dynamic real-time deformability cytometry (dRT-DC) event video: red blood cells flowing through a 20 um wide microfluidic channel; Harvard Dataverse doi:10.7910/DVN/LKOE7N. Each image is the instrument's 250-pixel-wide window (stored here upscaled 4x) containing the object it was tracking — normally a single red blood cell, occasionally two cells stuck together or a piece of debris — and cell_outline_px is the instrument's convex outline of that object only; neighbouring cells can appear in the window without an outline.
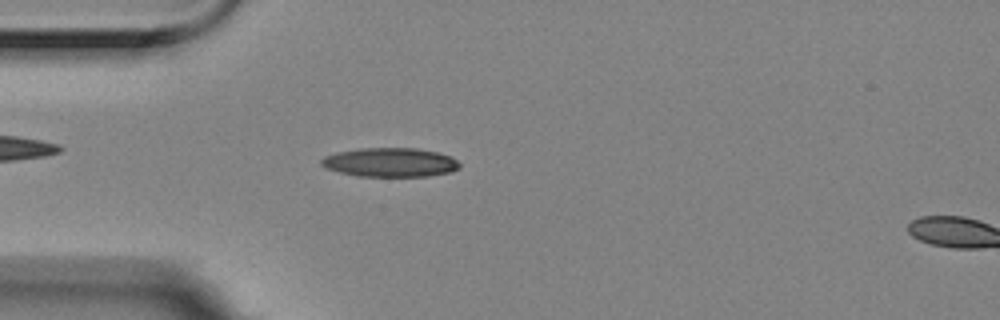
{"species": "Egyptian fruit bat (a non-hibernating species)", "species_latin": "Rousettus aegyptiacus", "temperature_condition": "room temperature", "stored_images_in_passage": 13, "camera_frame_rate_fps": 3000, "um_per_image_px": 0.085, "animal": {"sex": "female"}, "frame": {"image": 1, "passage_image": 11, "time_ms": 3.333, "image_size_px": [1000, 320], "cell_outline_px": [[460, 168], [452, 172], [428, 176], [356, 176], [340, 172], [328, 168], [320, 164], [320, 160], [324, 156], [336, 152], [360, 148], [416, 148], [436, 152], [452, 156], [460, 164]], "centroid_in_image_um": [33.18, 13.8], "position_along_channel_um": 51.8, "area_um2": 23.47}}